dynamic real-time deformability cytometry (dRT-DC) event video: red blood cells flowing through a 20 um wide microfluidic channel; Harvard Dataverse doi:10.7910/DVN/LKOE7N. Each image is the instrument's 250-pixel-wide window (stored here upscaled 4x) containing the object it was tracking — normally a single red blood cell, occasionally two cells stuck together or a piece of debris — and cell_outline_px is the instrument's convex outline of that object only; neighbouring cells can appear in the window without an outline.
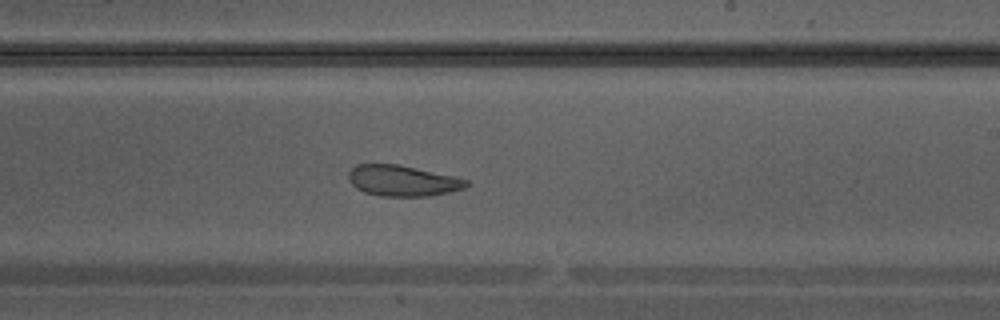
{"species": "Egyptian fruit bat (a non-hibernating species)", "species_latin": "Rousettus aegyptiacus", "temperature_condition": "warm", "stored_images_in_passage": 28, "camera_frame_rate_fps": 3000, "um_per_image_px": 0.085, "animal": {"sex": "male"}, "frame": {"image": 1, "passage_image": 13, "time_ms": 4.0, "image_size_px": [1000, 320], "cell_outline_px": [[472, 184], [464, 188], [448, 192], [428, 196], [380, 196], [364, 192], [356, 188], [348, 180], [348, 172], [356, 164], [396, 164], [452, 176], [468, 180]], "centroid_in_image_um": [34.19, 15.37], "position_along_channel_um": 254.8, "area_um2": 21.04}}